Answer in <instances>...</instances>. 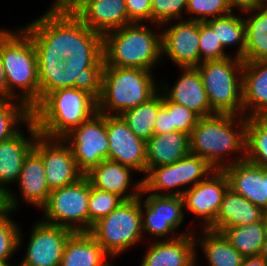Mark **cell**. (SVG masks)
I'll return each instance as SVG.
<instances>
[{"label":"cell","mask_w":267,"mask_h":266,"mask_svg":"<svg viewBox=\"0 0 267 266\" xmlns=\"http://www.w3.org/2000/svg\"><path fill=\"white\" fill-rule=\"evenodd\" d=\"M125 5L131 23L152 22L151 0H125Z\"/></svg>","instance_id":"cell-45"},{"label":"cell","mask_w":267,"mask_h":266,"mask_svg":"<svg viewBox=\"0 0 267 266\" xmlns=\"http://www.w3.org/2000/svg\"><path fill=\"white\" fill-rule=\"evenodd\" d=\"M251 17L245 18L246 47L243 61L267 60V1L255 8Z\"/></svg>","instance_id":"cell-30"},{"label":"cell","mask_w":267,"mask_h":266,"mask_svg":"<svg viewBox=\"0 0 267 266\" xmlns=\"http://www.w3.org/2000/svg\"><path fill=\"white\" fill-rule=\"evenodd\" d=\"M266 215H267V168H266Z\"/></svg>","instance_id":"cell-53"},{"label":"cell","mask_w":267,"mask_h":266,"mask_svg":"<svg viewBox=\"0 0 267 266\" xmlns=\"http://www.w3.org/2000/svg\"><path fill=\"white\" fill-rule=\"evenodd\" d=\"M22 29L31 37L37 57L65 59L75 47V14L66 4H53Z\"/></svg>","instance_id":"cell-7"},{"label":"cell","mask_w":267,"mask_h":266,"mask_svg":"<svg viewBox=\"0 0 267 266\" xmlns=\"http://www.w3.org/2000/svg\"><path fill=\"white\" fill-rule=\"evenodd\" d=\"M228 3V6L233 12V8L236 7V9H240L241 12L247 13L248 11H252L255 8L262 5L265 1L264 0H226ZM233 7V8H232Z\"/></svg>","instance_id":"cell-47"},{"label":"cell","mask_w":267,"mask_h":266,"mask_svg":"<svg viewBox=\"0 0 267 266\" xmlns=\"http://www.w3.org/2000/svg\"><path fill=\"white\" fill-rule=\"evenodd\" d=\"M69 0H55L54 2H53V4H65V3H67Z\"/></svg>","instance_id":"cell-52"},{"label":"cell","mask_w":267,"mask_h":266,"mask_svg":"<svg viewBox=\"0 0 267 266\" xmlns=\"http://www.w3.org/2000/svg\"><path fill=\"white\" fill-rule=\"evenodd\" d=\"M17 181L25 202L40 208L47 202L51 190L45 177L42 157L34 149L26 157Z\"/></svg>","instance_id":"cell-29"},{"label":"cell","mask_w":267,"mask_h":266,"mask_svg":"<svg viewBox=\"0 0 267 266\" xmlns=\"http://www.w3.org/2000/svg\"><path fill=\"white\" fill-rule=\"evenodd\" d=\"M0 99H8V87L6 82V75L0 58Z\"/></svg>","instance_id":"cell-49"},{"label":"cell","mask_w":267,"mask_h":266,"mask_svg":"<svg viewBox=\"0 0 267 266\" xmlns=\"http://www.w3.org/2000/svg\"><path fill=\"white\" fill-rule=\"evenodd\" d=\"M202 234L199 246L210 266H242L244 257L222 232L204 228Z\"/></svg>","instance_id":"cell-32"},{"label":"cell","mask_w":267,"mask_h":266,"mask_svg":"<svg viewBox=\"0 0 267 266\" xmlns=\"http://www.w3.org/2000/svg\"><path fill=\"white\" fill-rule=\"evenodd\" d=\"M229 182L223 170H215L203 181L186 189L182 195L184 208L200 218L208 229L216 220Z\"/></svg>","instance_id":"cell-14"},{"label":"cell","mask_w":267,"mask_h":266,"mask_svg":"<svg viewBox=\"0 0 267 266\" xmlns=\"http://www.w3.org/2000/svg\"><path fill=\"white\" fill-rule=\"evenodd\" d=\"M143 204L141 198L143 233L168 238L184 221L182 196L149 194Z\"/></svg>","instance_id":"cell-17"},{"label":"cell","mask_w":267,"mask_h":266,"mask_svg":"<svg viewBox=\"0 0 267 266\" xmlns=\"http://www.w3.org/2000/svg\"><path fill=\"white\" fill-rule=\"evenodd\" d=\"M177 131L174 126H172L171 113L162 106L159 109L158 117L154 124V134H163L166 132Z\"/></svg>","instance_id":"cell-46"},{"label":"cell","mask_w":267,"mask_h":266,"mask_svg":"<svg viewBox=\"0 0 267 266\" xmlns=\"http://www.w3.org/2000/svg\"><path fill=\"white\" fill-rule=\"evenodd\" d=\"M90 181L83 175L75 183L51 190L41 207L43 222L74 232H89ZM80 223V224H79Z\"/></svg>","instance_id":"cell-9"},{"label":"cell","mask_w":267,"mask_h":266,"mask_svg":"<svg viewBox=\"0 0 267 266\" xmlns=\"http://www.w3.org/2000/svg\"><path fill=\"white\" fill-rule=\"evenodd\" d=\"M0 58L8 87V100L23 102L32 110L40 102L37 54L31 37L23 30H4L0 35ZM22 89L17 94L18 90Z\"/></svg>","instance_id":"cell-1"},{"label":"cell","mask_w":267,"mask_h":266,"mask_svg":"<svg viewBox=\"0 0 267 266\" xmlns=\"http://www.w3.org/2000/svg\"><path fill=\"white\" fill-rule=\"evenodd\" d=\"M0 99V143L13 137L31 118V110L21 101Z\"/></svg>","instance_id":"cell-37"},{"label":"cell","mask_w":267,"mask_h":266,"mask_svg":"<svg viewBox=\"0 0 267 266\" xmlns=\"http://www.w3.org/2000/svg\"><path fill=\"white\" fill-rule=\"evenodd\" d=\"M163 106L171 113L172 126L177 131L190 135L200 117L187 107L168 100L164 95Z\"/></svg>","instance_id":"cell-44"},{"label":"cell","mask_w":267,"mask_h":266,"mask_svg":"<svg viewBox=\"0 0 267 266\" xmlns=\"http://www.w3.org/2000/svg\"><path fill=\"white\" fill-rule=\"evenodd\" d=\"M190 153L189 135L181 131L154 134L146 142V173L154 167L169 165Z\"/></svg>","instance_id":"cell-27"},{"label":"cell","mask_w":267,"mask_h":266,"mask_svg":"<svg viewBox=\"0 0 267 266\" xmlns=\"http://www.w3.org/2000/svg\"><path fill=\"white\" fill-rule=\"evenodd\" d=\"M95 113L97 100L75 87L49 92L31 110L39 134L47 138H63Z\"/></svg>","instance_id":"cell-2"},{"label":"cell","mask_w":267,"mask_h":266,"mask_svg":"<svg viewBox=\"0 0 267 266\" xmlns=\"http://www.w3.org/2000/svg\"><path fill=\"white\" fill-rule=\"evenodd\" d=\"M89 233L111 258L139 243L144 236L141 196L124 201L108 216L93 224Z\"/></svg>","instance_id":"cell-8"},{"label":"cell","mask_w":267,"mask_h":266,"mask_svg":"<svg viewBox=\"0 0 267 266\" xmlns=\"http://www.w3.org/2000/svg\"><path fill=\"white\" fill-rule=\"evenodd\" d=\"M65 59L53 57H37L38 80L40 85V101L49 93L67 88Z\"/></svg>","instance_id":"cell-36"},{"label":"cell","mask_w":267,"mask_h":266,"mask_svg":"<svg viewBox=\"0 0 267 266\" xmlns=\"http://www.w3.org/2000/svg\"><path fill=\"white\" fill-rule=\"evenodd\" d=\"M216 34L223 48L239 44L236 57L243 58L246 47L245 20L241 16L229 13L227 15L210 18L204 21Z\"/></svg>","instance_id":"cell-34"},{"label":"cell","mask_w":267,"mask_h":266,"mask_svg":"<svg viewBox=\"0 0 267 266\" xmlns=\"http://www.w3.org/2000/svg\"><path fill=\"white\" fill-rule=\"evenodd\" d=\"M160 94L157 92L146 102L120 115L134 134L146 142L154 135L155 120L163 106V94Z\"/></svg>","instance_id":"cell-33"},{"label":"cell","mask_w":267,"mask_h":266,"mask_svg":"<svg viewBox=\"0 0 267 266\" xmlns=\"http://www.w3.org/2000/svg\"><path fill=\"white\" fill-rule=\"evenodd\" d=\"M102 57L103 35L89 29L75 15V47L65 58L72 57Z\"/></svg>","instance_id":"cell-38"},{"label":"cell","mask_w":267,"mask_h":266,"mask_svg":"<svg viewBox=\"0 0 267 266\" xmlns=\"http://www.w3.org/2000/svg\"><path fill=\"white\" fill-rule=\"evenodd\" d=\"M124 200L117 194L94 188L90 183L89 231L99 219L108 216L114 209L121 205Z\"/></svg>","instance_id":"cell-39"},{"label":"cell","mask_w":267,"mask_h":266,"mask_svg":"<svg viewBox=\"0 0 267 266\" xmlns=\"http://www.w3.org/2000/svg\"><path fill=\"white\" fill-rule=\"evenodd\" d=\"M215 170L204 158L189 153L175 163L151 168L142 179L141 194L182 196L187 188L203 181ZM182 186L187 188L180 189ZM162 190L165 193L156 192Z\"/></svg>","instance_id":"cell-10"},{"label":"cell","mask_w":267,"mask_h":266,"mask_svg":"<svg viewBox=\"0 0 267 266\" xmlns=\"http://www.w3.org/2000/svg\"><path fill=\"white\" fill-rule=\"evenodd\" d=\"M152 23L159 27L175 20H181L182 10H187V0H151Z\"/></svg>","instance_id":"cell-43"},{"label":"cell","mask_w":267,"mask_h":266,"mask_svg":"<svg viewBox=\"0 0 267 266\" xmlns=\"http://www.w3.org/2000/svg\"><path fill=\"white\" fill-rule=\"evenodd\" d=\"M236 158L222 169L227 176L229 188L266 213V168L255 165L246 158Z\"/></svg>","instance_id":"cell-20"},{"label":"cell","mask_w":267,"mask_h":266,"mask_svg":"<svg viewBox=\"0 0 267 266\" xmlns=\"http://www.w3.org/2000/svg\"><path fill=\"white\" fill-rule=\"evenodd\" d=\"M62 139L70 146L77 168L83 175L103 160H108L109 141L105 114L95 113Z\"/></svg>","instance_id":"cell-11"},{"label":"cell","mask_w":267,"mask_h":266,"mask_svg":"<svg viewBox=\"0 0 267 266\" xmlns=\"http://www.w3.org/2000/svg\"><path fill=\"white\" fill-rule=\"evenodd\" d=\"M65 4L89 29L101 35L131 24L125 0H69Z\"/></svg>","instance_id":"cell-18"},{"label":"cell","mask_w":267,"mask_h":266,"mask_svg":"<svg viewBox=\"0 0 267 266\" xmlns=\"http://www.w3.org/2000/svg\"><path fill=\"white\" fill-rule=\"evenodd\" d=\"M105 66L151 71L162 58L161 35L142 23H131L103 35Z\"/></svg>","instance_id":"cell-4"},{"label":"cell","mask_w":267,"mask_h":266,"mask_svg":"<svg viewBox=\"0 0 267 266\" xmlns=\"http://www.w3.org/2000/svg\"><path fill=\"white\" fill-rule=\"evenodd\" d=\"M191 231L152 243L140 266H197L196 248L199 241Z\"/></svg>","instance_id":"cell-21"},{"label":"cell","mask_w":267,"mask_h":266,"mask_svg":"<svg viewBox=\"0 0 267 266\" xmlns=\"http://www.w3.org/2000/svg\"><path fill=\"white\" fill-rule=\"evenodd\" d=\"M9 212L11 213L8 204V192L0 187V219L4 218Z\"/></svg>","instance_id":"cell-48"},{"label":"cell","mask_w":267,"mask_h":266,"mask_svg":"<svg viewBox=\"0 0 267 266\" xmlns=\"http://www.w3.org/2000/svg\"><path fill=\"white\" fill-rule=\"evenodd\" d=\"M151 72L138 68L104 66L97 112L120 116L152 98L160 91V87L156 86Z\"/></svg>","instance_id":"cell-5"},{"label":"cell","mask_w":267,"mask_h":266,"mask_svg":"<svg viewBox=\"0 0 267 266\" xmlns=\"http://www.w3.org/2000/svg\"><path fill=\"white\" fill-rule=\"evenodd\" d=\"M189 20L204 22L208 19L221 17L231 13L226 0H187ZM197 15L193 17L192 15Z\"/></svg>","instance_id":"cell-41"},{"label":"cell","mask_w":267,"mask_h":266,"mask_svg":"<svg viewBox=\"0 0 267 266\" xmlns=\"http://www.w3.org/2000/svg\"><path fill=\"white\" fill-rule=\"evenodd\" d=\"M199 51L200 63L207 60H220L229 57L225 54L216 34L205 23L199 22Z\"/></svg>","instance_id":"cell-42"},{"label":"cell","mask_w":267,"mask_h":266,"mask_svg":"<svg viewBox=\"0 0 267 266\" xmlns=\"http://www.w3.org/2000/svg\"><path fill=\"white\" fill-rule=\"evenodd\" d=\"M131 171L134 170L128 166L106 159L94 167L86 176L94 188L117 194L124 201H128L144 195L141 194L142 180L136 182L137 184L133 185L134 188L131 185ZM129 186L134 191L126 194V191L130 189Z\"/></svg>","instance_id":"cell-23"},{"label":"cell","mask_w":267,"mask_h":266,"mask_svg":"<svg viewBox=\"0 0 267 266\" xmlns=\"http://www.w3.org/2000/svg\"><path fill=\"white\" fill-rule=\"evenodd\" d=\"M242 92L243 116L267 117V60L244 61ZM247 109L249 115H245Z\"/></svg>","instance_id":"cell-24"},{"label":"cell","mask_w":267,"mask_h":266,"mask_svg":"<svg viewBox=\"0 0 267 266\" xmlns=\"http://www.w3.org/2000/svg\"><path fill=\"white\" fill-rule=\"evenodd\" d=\"M24 260L18 266H60L71 230L45 223H35Z\"/></svg>","instance_id":"cell-15"},{"label":"cell","mask_w":267,"mask_h":266,"mask_svg":"<svg viewBox=\"0 0 267 266\" xmlns=\"http://www.w3.org/2000/svg\"><path fill=\"white\" fill-rule=\"evenodd\" d=\"M104 57L65 58L67 87H75L92 95L96 100L102 92Z\"/></svg>","instance_id":"cell-26"},{"label":"cell","mask_w":267,"mask_h":266,"mask_svg":"<svg viewBox=\"0 0 267 266\" xmlns=\"http://www.w3.org/2000/svg\"><path fill=\"white\" fill-rule=\"evenodd\" d=\"M34 150L42 157L50 190L73 184L83 176L70 146L62 138H47L39 134Z\"/></svg>","instance_id":"cell-12"},{"label":"cell","mask_w":267,"mask_h":266,"mask_svg":"<svg viewBox=\"0 0 267 266\" xmlns=\"http://www.w3.org/2000/svg\"><path fill=\"white\" fill-rule=\"evenodd\" d=\"M221 232L243 257L259 256L267 237V216L262 221L227 227Z\"/></svg>","instance_id":"cell-31"},{"label":"cell","mask_w":267,"mask_h":266,"mask_svg":"<svg viewBox=\"0 0 267 266\" xmlns=\"http://www.w3.org/2000/svg\"><path fill=\"white\" fill-rule=\"evenodd\" d=\"M260 256L267 262V237H266L265 242L263 243Z\"/></svg>","instance_id":"cell-51"},{"label":"cell","mask_w":267,"mask_h":266,"mask_svg":"<svg viewBox=\"0 0 267 266\" xmlns=\"http://www.w3.org/2000/svg\"><path fill=\"white\" fill-rule=\"evenodd\" d=\"M246 160L267 168V117H246Z\"/></svg>","instance_id":"cell-35"},{"label":"cell","mask_w":267,"mask_h":266,"mask_svg":"<svg viewBox=\"0 0 267 266\" xmlns=\"http://www.w3.org/2000/svg\"><path fill=\"white\" fill-rule=\"evenodd\" d=\"M266 216L265 211L229 188L215 222L208 229L221 232L227 227L246 226L262 221Z\"/></svg>","instance_id":"cell-25"},{"label":"cell","mask_w":267,"mask_h":266,"mask_svg":"<svg viewBox=\"0 0 267 266\" xmlns=\"http://www.w3.org/2000/svg\"><path fill=\"white\" fill-rule=\"evenodd\" d=\"M174 87L168 90L165 84L161 93L170 101L181 104L196 113L200 118L216 114L210 107L201 76L196 67L182 68ZM164 92V93H163Z\"/></svg>","instance_id":"cell-22"},{"label":"cell","mask_w":267,"mask_h":266,"mask_svg":"<svg viewBox=\"0 0 267 266\" xmlns=\"http://www.w3.org/2000/svg\"><path fill=\"white\" fill-rule=\"evenodd\" d=\"M26 124L30 140L19 130L13 137L0 143V187L8 192V204L11 212L17 209L18 199L6 185L17 182L24 161L34 149L36 138L39 135L36 123L32 118Z\"/></svg>","instance_id":"cell-16"},{"label":"cell","mask_w":267,"mask_h":266,"mask_svg":"<svg viewBox=\"0 0 267 266\" xmlns=\"http://www.w3.org/2000/svg\"><path fill=\"white\" fill-rule=\"evenodd\" d=\"M242 266H267V262L260 255L244 257Z\"/></svg>","instance_id":"cell-50"},{"label":"cell","mask_w":267,"mask_h":266,"mask_svg":"<svg viewBox=\"0 0 267 266\" xmlns=\"http://www.w3.org/2000/svg\"><path fill=\"white\" fill-rule=\"evenodd\" d=\"M243 59L232 56L201 62V76L211 109L218 114H243ZM238 113V114H237Z\"/></svg>","instance_id":"cell-6"},{"label":"cell","mask_w":267,"mask_h":266,"mask_svg":"<svg viewBox=\"0 0 267 266\" xmlns=\"http://www.w3.org/2000/svg\"><path fill=\"white\" fill-rule=\"evenodd\" d=\"M110 257L89 232H74L66 241L60 266H108Z\"/></svg>","instance_id":"cell-28"},{"label":"cell","mask_w":267,"mask_h":266,"mask_svg":"<svg viewBox=\"0 0 267 266\" xmlns=\"http://www.w3.org/2000/svg\"><path fill=\"white\" fill-rule=\"evenodd\" d=\"M160 34L162 55L166 54L180 69L200 64L199 21L184 18Z\"/></svg>","instance_id":"cell-19"},{"label":"cell","mask_w":267,"mask_h":266,"mask_svg":"<svg viewBox=\"0 0 267 266\" xmlns=\"http://www.w3.org/2000/svg\"><path fill=\"white\" fill-rule=\"evenodd\" d=\"M238 116L216 113L199 118L189 135L190 153L204 158L216 170L227 166L224 158L229 153L242 152L240 156L246 158V117Z\"/></svg>","instance_id":"cell-3"},{"label":"cell","mask_w":267,"mask_h":266,"mask_svg":"<svg viewBox=\"0 0 267 266\" xmlns=\"http://www.w3.org/2000/svg\"><path fill=\"white\" fill-rule=\"evenodd\" d=\"M20 231L19 226L10 219L9 213L0 219V262L5 266H11L8 260L22 243Z\"/></svg>","instance_id":"cell-40"},{"label":"cell","mask_w":267,"mask_h":266,"mask_svg":"<svg viewBox=\"0 0 267 266\" xmlns=\"http://www.w3.org/2000/svg\"><path fill=\"white\" fill-rule=\"evenodd\" d=\"M108 160L146 174V141L137 137L121 116L106 115Z\"/></svg>","instance_id":"cell-13"}]
</instances>
